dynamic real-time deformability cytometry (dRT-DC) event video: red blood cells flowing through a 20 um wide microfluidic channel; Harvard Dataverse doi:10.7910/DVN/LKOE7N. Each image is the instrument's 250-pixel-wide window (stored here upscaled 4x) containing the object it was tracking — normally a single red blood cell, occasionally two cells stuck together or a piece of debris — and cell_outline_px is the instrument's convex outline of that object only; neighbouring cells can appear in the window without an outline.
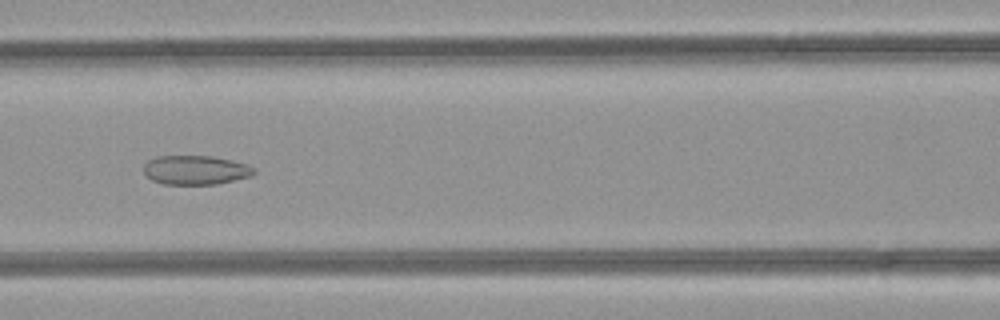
{"species": "common noctule bat (a hibernating species)", "species_latin": "Nyctalus noctula", "temperature_condition": "room temperature", "stored_images_in_passage": 48, "camera_frame_rate_fps": 3000, "um_per_image_px": 0.085, "animal": {"sex": "female", "body_mass_g": 21.9}, "frame": {"image": 1, "passage_image": 21, "time_ms": 6.667, "image_size_px": [1000, 320], "cell_outline_px": [[256, 172], [252, 176], [216, 184], [164, 184], [152, 180], [144, 172], [144, 164], [148, 160], [156, 156], [212, 156], [248, 164], [256, 168]], "centroid_in_image_um": [16.65, 14.45], "position_along_channel_um": 150.0, "area_um2": 18.79}}
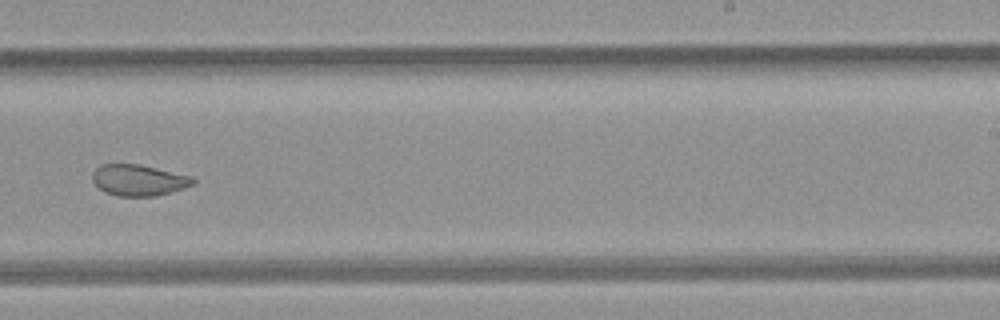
{"frame": {"image": 2, "passage_image": 30, "time_ms": 9.667, "image_size_px": [1000, 320], "cell_outline_px": [[196, 180], [192, 184], [184, 188], [172, 192], [156, 196], [116, 196], [104, 192], [92, 180], [92, 172], [100, 164], [140, 164], [192, 176]], "centroid_in_image_um": [11.78, 15.31], "position_along_channel_um": 277.2, "area_um2": 18.38}}
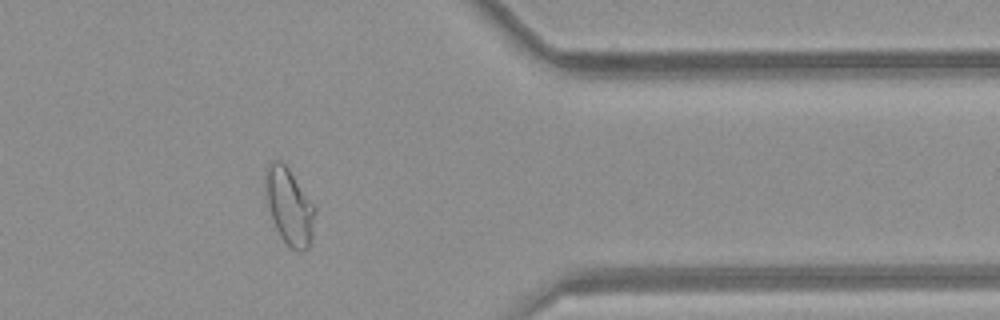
{"frame": {"image": 3, "passage_image": 39, "time_ms": 12.667, "image_size_px": [1000, 320], "cell_outline_px": [[316, 212], [312, 236], [308, 248], [300, 252], [292, 248], [280, 236], [276, 228], [268, 204], [268, 164], [272, 160], [280, 160], [288, 168], [316, 208]], "centroid_in_image_um": [24.66, 17.59], "position_along_channel_um": 386.7, "area_um2": 21.1}, "authors_computed_cell_mechanics": {"area_um2": 23.3801, "velocity_mm_per_s": 4.2484, "shape_relaxation_time_tau1_ms": null, "shape_relaxation_time_tau2_ms": 1.805, "deformation_change_tau1": null, "deformation_change_tau2": 0.0757}}